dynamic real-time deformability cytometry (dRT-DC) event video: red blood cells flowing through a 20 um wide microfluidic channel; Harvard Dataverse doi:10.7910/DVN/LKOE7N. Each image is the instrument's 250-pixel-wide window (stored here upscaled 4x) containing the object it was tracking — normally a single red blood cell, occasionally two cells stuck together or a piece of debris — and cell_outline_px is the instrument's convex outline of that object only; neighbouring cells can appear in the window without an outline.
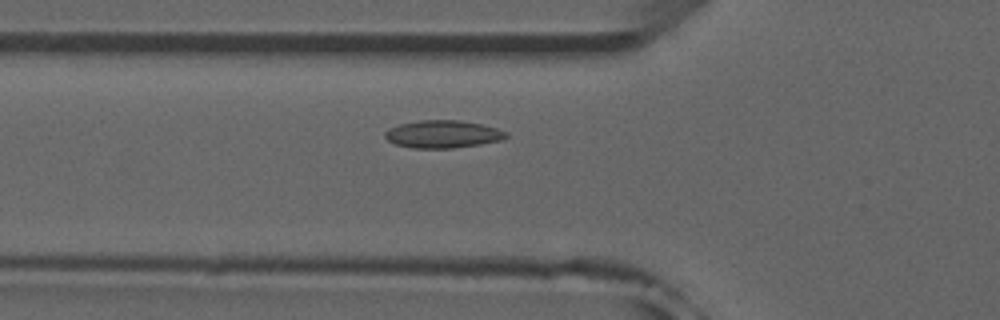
{"species": "common noctule bat (a hibernating species)", "species_latin": "Nyctalus noctula", "temperature_condition": "room temperature", "stored_images_in_passage": 50, "camera_frame_rate_fps": 3000, "um_per_image_px": 0.085, "animal": {"sex": "male", "forearm_length_mm": 52.5}, "frame": {"image": 1, "passage_image": 16, "time_ms": 5.0, "image_size_px": [1000, 320], "cell_outline_px": [[508, 136], [500, 140], [480, 144], [452, 148], [412, 148], [396, 144], [388, 140], [384, 136], [384, 132], [400, 124], [420, 120], [456, 120], [480, 124], [496, 128], [508, 132]], "centroid_in_image_um": [37.64, 11.4], "position_along_channel_um": 88.2, "area_um2": 19.25}}
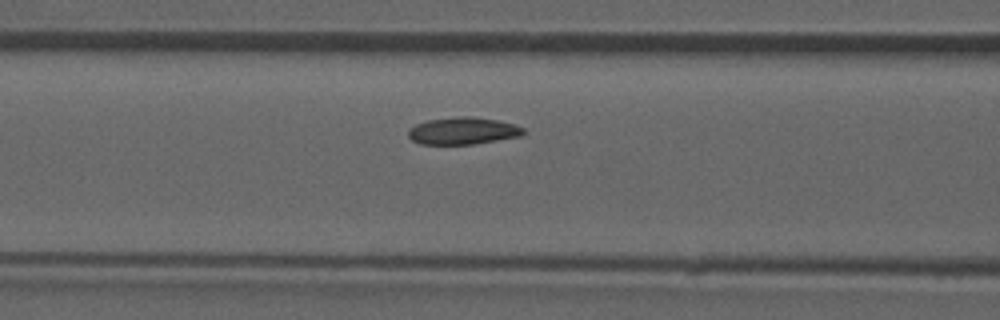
{"frame": {"image": 2, "passage_image": 19, "time_ms": 6.0, "image_size_px": [1000, 320], "cell_outline_px": [[524, 132], [520, 136], [472, 144], [420, 144], [412, 140], [408, 136], [408, 128], [416, 124], [428, 120], [456, 116], [472, 116], [496, 120], [512, 124], [524, 128]], "centroid_in_image_um": [39.29, 11.12], "position_along_channel_um": 127.3, "area_um2": 18.09}}
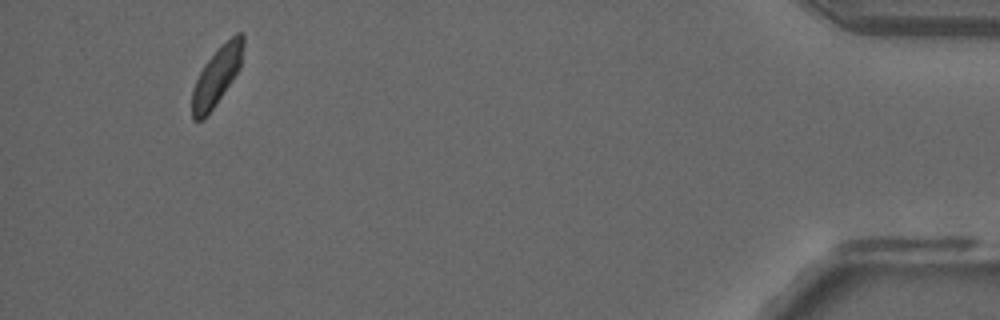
{"frame": {"image": 3, "passage_image": 47, "time_ms": 15.333, "image_size_px": [1000, 320], "cell_outline_px": [[244, 44], [240, 68], [232, 80], [204, 120], [192, 120], [192, 92], [196, 80], [204, 64], [236, 32], [244, 32]], "centroid_in_image_um": [18.43, 6.48], "position_along_channel_um": 416.8, "area_um2": 16.94}, "authors_computed_cell_mechanics": {"area_um2": 18.2648, "velocity_mm_per_s": 3.8834, "shape_relaxation_time_tau1_ms": null, "shape_relaxation_time_tau2_ms": 4.3411, "deformation_change_tau1": null, "deformation_change_tau2": 0.0831}}